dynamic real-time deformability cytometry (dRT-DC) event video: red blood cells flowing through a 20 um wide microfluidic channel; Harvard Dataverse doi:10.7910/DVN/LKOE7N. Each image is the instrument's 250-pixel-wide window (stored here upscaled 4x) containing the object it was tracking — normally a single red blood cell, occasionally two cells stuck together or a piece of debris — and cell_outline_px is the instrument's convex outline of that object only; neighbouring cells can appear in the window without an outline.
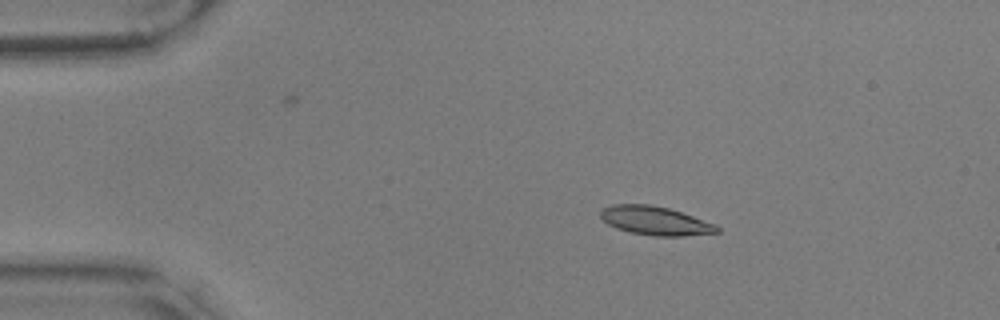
{"species": "common noctule bat (a hibernating species)", "species_latin": "Nyctalus noctula", "temperature_condition": "warm", "stored_images_in_passage": 41, "camera_frame_rate_fps": 3000, "um_per_image_px": 0.085, "animal": {"sex": "male", "body_mass_g": 17.9, "forearm_length_mm": 54.2}, "frame": {"image": 1, "passage_image": 11, "time_ms": 3.333, "image_size_px": [1000, 320], "cell_outline_px": [[720, 232], [684, 236], [656, 236], [632, 232], [616, 228], [608, 224], [600, 216], [600, 208], [612, 204], [648, 204], [668, 208], [716, 224], [720, 228]], "centroid_in_image_um": [55.68, 18.76], "position_along_channel_um": 29.3, "area_um2": 19.42}}
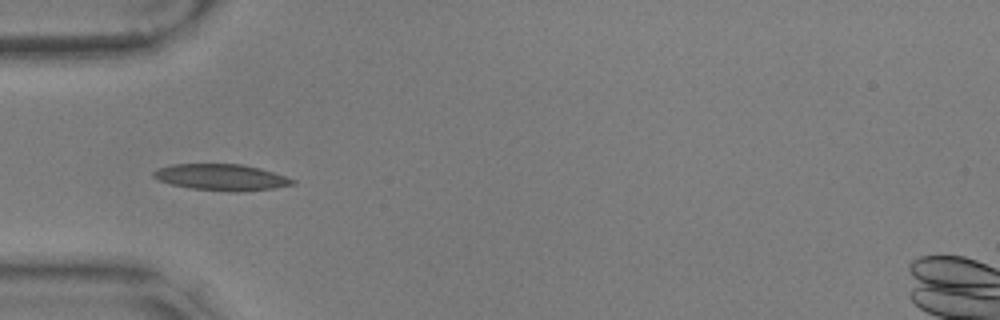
{"frame": {"image": 2, "passage_image": 19, "time_ms": 6.0, "image_size_px": [1000, 320], "cell_outline_px": [[296, 184], [272, 188], [236, 192], [232, 192], [188, 188], [156, 180], [152, 176], [152, 172], [156, 168], [172, 164], [240, 164], [260, 168], [296, 180]], "centroid_in_image_um": [18.76, 15.07], "position_along_channel_um": 66.2, "area_um2": 21.39}}